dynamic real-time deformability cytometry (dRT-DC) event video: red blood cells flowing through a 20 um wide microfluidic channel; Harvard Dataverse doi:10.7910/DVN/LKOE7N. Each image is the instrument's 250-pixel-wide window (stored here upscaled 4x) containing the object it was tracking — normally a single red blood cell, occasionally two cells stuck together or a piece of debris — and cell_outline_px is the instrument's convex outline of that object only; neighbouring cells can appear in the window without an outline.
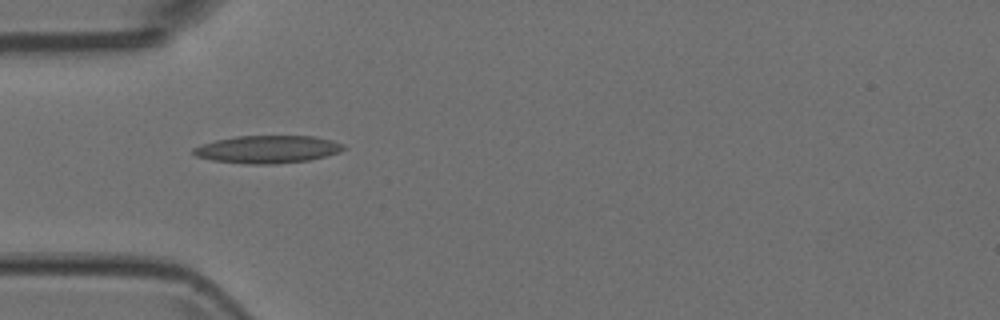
{"species": "Egyptian fruit bat (a non-hibernating species)", "species_latin": "Rousettus aegyptiacus", "temperature_condition": "room temperature", "stored_images_in_passage": 2, "camera_frame_rate_fps": 3000, "um_per_image_px": 0.085, "animal": {"sex": "female"}, "frame": {"image": 1, "passage_image": 2, "time_ms": 0.333, "image_size_px": [1000, 320], "cell_outline_px": [[348, 148], [340, 152], [308, 160], [276, 164], [248, 164], [212, 160], [196, 156], [192, 152], [192, 148], [216, 140], [236, 136], [312, 136], [332, 140], [344, 144]], "centroid_in_image_um": [22.77, 12.69], "position_along_channel_um": 62.2, "area_um2": 24.16}}